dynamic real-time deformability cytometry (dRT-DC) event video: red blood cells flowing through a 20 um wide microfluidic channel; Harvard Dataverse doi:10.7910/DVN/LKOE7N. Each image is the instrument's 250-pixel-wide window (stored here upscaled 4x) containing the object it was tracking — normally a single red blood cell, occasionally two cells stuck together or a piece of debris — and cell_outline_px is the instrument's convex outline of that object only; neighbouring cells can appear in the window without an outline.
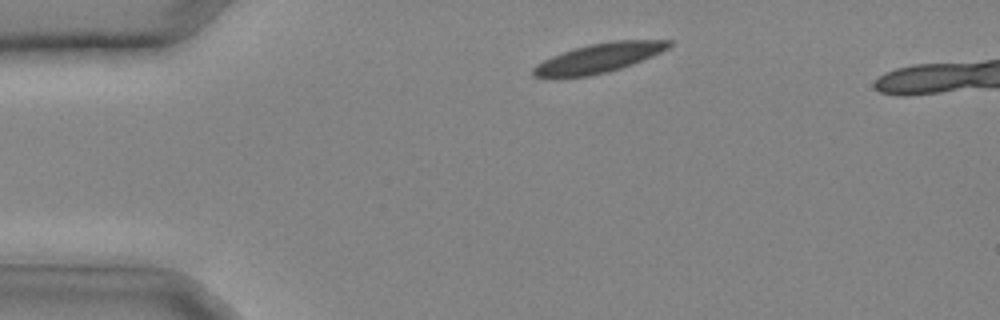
{"species": "common noctule bat (a hibernating species)", "species_latin": "Nyctalus noctula", "temperature_condition": "cold", "stored_images_in_passage": 23, "camera_frame_rate_fps": 3000, "um_per_image_px": 0.085, "animal": {"sex": "male", "body_mass_g": 20.4}, "frame": {"image": 1, "passage_image": 1, "time_ms": 0.0, "image_size_px": [1000, 320], "cell_outline_px": [[672, 44], [668, 48], [652, 56], [632, 64], [608, 72], [588, 76], [532, 76], [532, 68], [544, 60], [552, 56], [576, 48], [592, 44], [616, 40], [672, 40]], "centroid_in_image_um": [50.95, 4.92], "position_along_channel_um": 34.0, "area_um2": 22.54}}
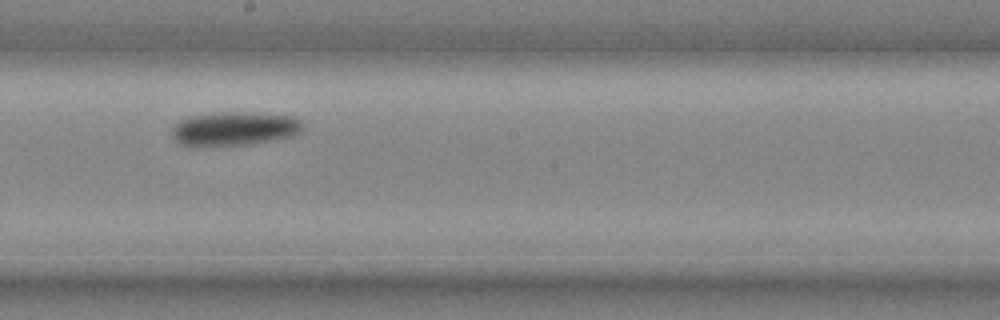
{"frame": {"image": 2, "passage_image": 13, "time_ms": 4.0, "image_size_px": [1000, 320], "cell_outline_px": [[300, 132], [296, 136], [276, 140], [252, 144], [204, 148], [196, 148], [180, 144], [172, 136], [172, 128], [180, 120], [188, 116], [220, 112], [248, 112], [296, 116], [300, 120]], "centroid_in_image_um": [19.89, 10.97], "position_along_channel_um": 228.3, "area_um2": 26.65}}
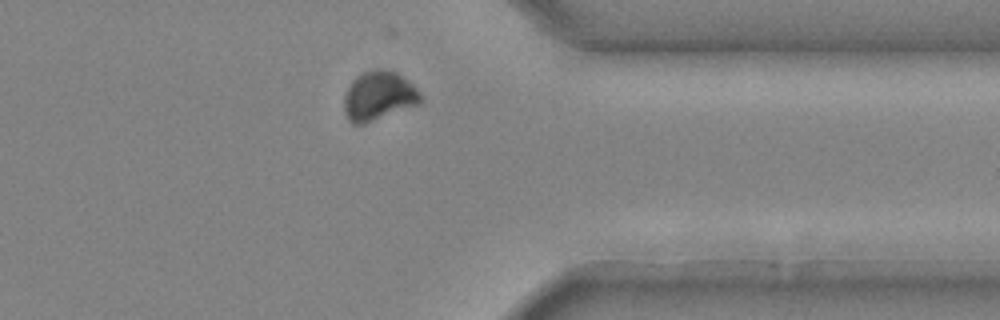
{"frame": {"image": 3, "passage_image": 21, "time_ms": 6.667, "image_size_px": [1000, 320], "cell_outline_px": [[420, 104], [364, 124], [352, 124], [348, 120], [344, 112], [344, 96], [352, 80], [364, 72], [372, 68], [380, 68], [396, 72], [408, 80], [420, 92]], "centroid_in_image_um": [32.17, 8.15], "position_along_channel_um": 379.2, "area_um2": 21.96}}